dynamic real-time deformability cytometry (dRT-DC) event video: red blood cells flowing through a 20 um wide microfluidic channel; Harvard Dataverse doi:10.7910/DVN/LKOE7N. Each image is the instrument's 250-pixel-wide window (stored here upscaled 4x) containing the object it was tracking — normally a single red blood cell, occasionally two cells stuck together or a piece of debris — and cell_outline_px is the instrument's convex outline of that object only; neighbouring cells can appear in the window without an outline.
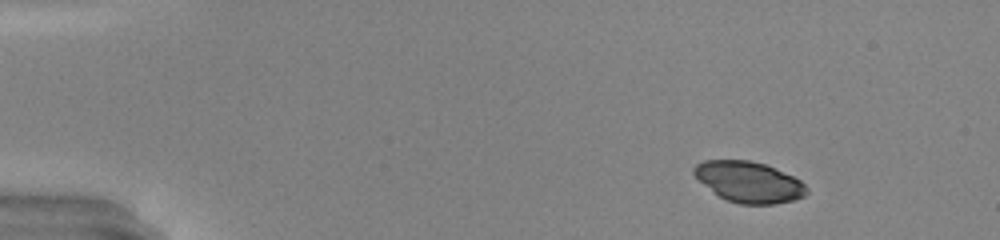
{"species": "common noctule bat (a hibernating species)", "species_latin": "Nyctalus noctula", "temperature_condition": "warm", "stored_images_in_passage": 50, "camera_frame_rate_fps": 3000, "um_per_image_px": 0.085, "animal": {"sex": "male", "body_mass_g": 20.0, "forearm_length_mm": 53.3}, "frame": {"image": 1, "passage_image": 7, "time_ms": 2.0, "image_size_px": [1000, 240], "cell_outline_px": [[808, 192], [804, 196], [792, 200], [776, 204], [740, 204], [728, 200], [720, 196], [704, 184], [692, 172], [692, 168], [696, 164], [704, 160], [748, 160], [764, 164], [792, 176], [800, 180], [808, 188]], "centroid_in_image_um": [63.66, 15.46], "position_along_channel_um": 21.3, "area_um2": 26.47}}
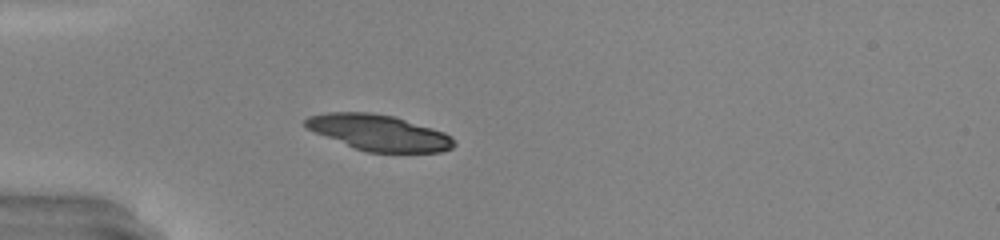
{"frame": {"image": 2, "passage_image": 16, "time_ms": 5.0, "image_size_px": [1000, 240], "cell_outline_px": [[456, 144], [452, 148], [440, 152], [368, 152], [356, 148], [304, 128], [304, 120], [308, 116], [328, 112], [368, 112], [396, 116], [444, 132], [452, 136]], "centroid_in_image_um": [32.21, 11.26], "position_along_channel_um": 52.8, "area_um2": 31.04}}